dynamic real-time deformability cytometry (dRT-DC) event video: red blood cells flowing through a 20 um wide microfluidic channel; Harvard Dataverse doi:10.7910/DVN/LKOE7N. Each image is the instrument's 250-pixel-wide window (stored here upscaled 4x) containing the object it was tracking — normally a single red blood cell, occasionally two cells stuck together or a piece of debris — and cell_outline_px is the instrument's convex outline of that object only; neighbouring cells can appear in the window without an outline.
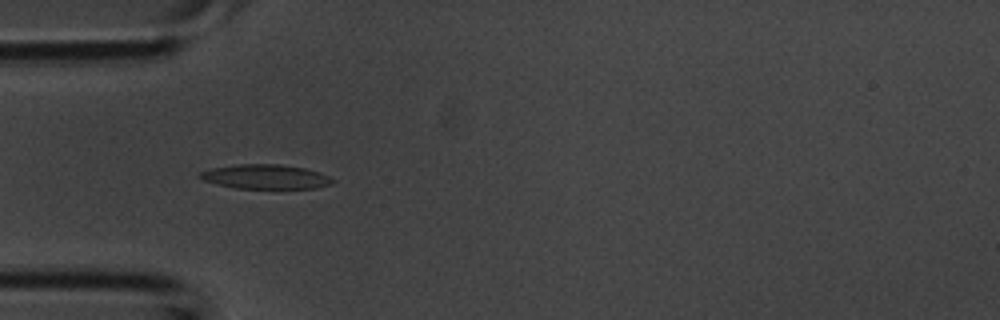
{"species": "common noctule bat (a hibernating species)", "species_latin": "Nyctalus noctula", "temperature_condition": "room temperature", "stored_images_in_passage": 43, "camera_frame_rate_fps": 3000, "um_per_image_px": 0.085, "animal": {"sex": "male", "body_mass_g": 20.1, "forearm_length_mm": 53.5}, "frame": {"image": 1, "passage_image": 13, "time_ms": 4.0, "image_size_px": [1000, 320], "cell_outline_px": [[336, 180], [332, 184], [316, 188], [236, 188], [216, 184], [204, 180], [196, 176], [200, 172], [212, 168], [236, 164], [280, 164], [304, 168], [320, 172]], "centroid_in_image_um": [22.57, 15.02], "position_along_channel_um": 62.4, "area_um2": 18.9}}
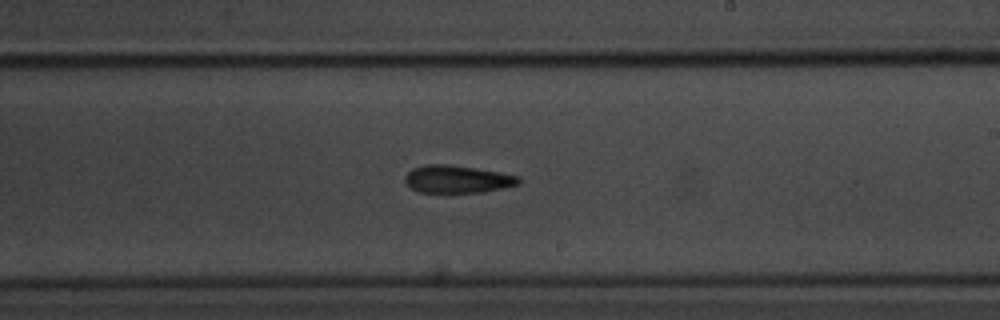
{"frame": {"image": 2, "passage_image": 25, "time_ms": 8.0, "image_size_px": [1000, 320], "cell_outline_px": [[520, 184], [504, 188], [484, 192], [420, 192], [412, 188], [404, 180], [404, 176], [412, 168], [424, 164], [448, 164], [500, 172], [520, 176]], "centroid_in_image_um": [38.89, 15.22], "position_along_channel_um": 250.1, "area_um2": 18.32}}
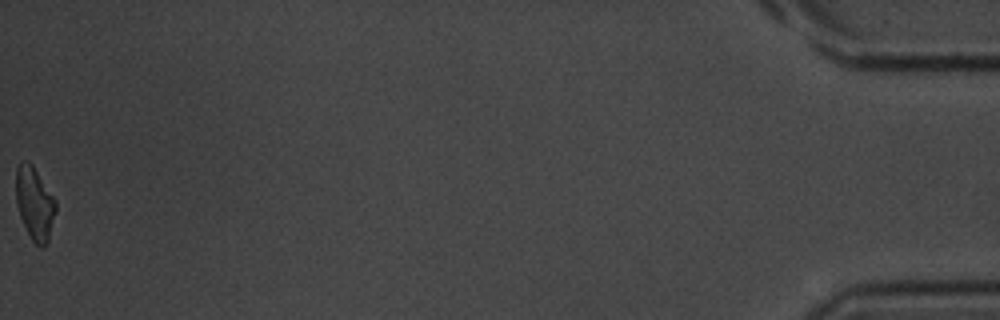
{"frame": {"image": 3, "passage_image": 43, "time_ms": 14.0, "image_size_px": [1000, 320], "cell_outline_px": [[56, 212], [48, 240], [44, 248], [40, 248], [32, 240], [20, 216], [16, 204], [16, 168], [20, 160], [28, 160], [32, 164], [56, 200]], "centroid_in_image_um": [2.94, 17.27], "position_along_channel_um": 432.3, "area_um2": 16.99}}